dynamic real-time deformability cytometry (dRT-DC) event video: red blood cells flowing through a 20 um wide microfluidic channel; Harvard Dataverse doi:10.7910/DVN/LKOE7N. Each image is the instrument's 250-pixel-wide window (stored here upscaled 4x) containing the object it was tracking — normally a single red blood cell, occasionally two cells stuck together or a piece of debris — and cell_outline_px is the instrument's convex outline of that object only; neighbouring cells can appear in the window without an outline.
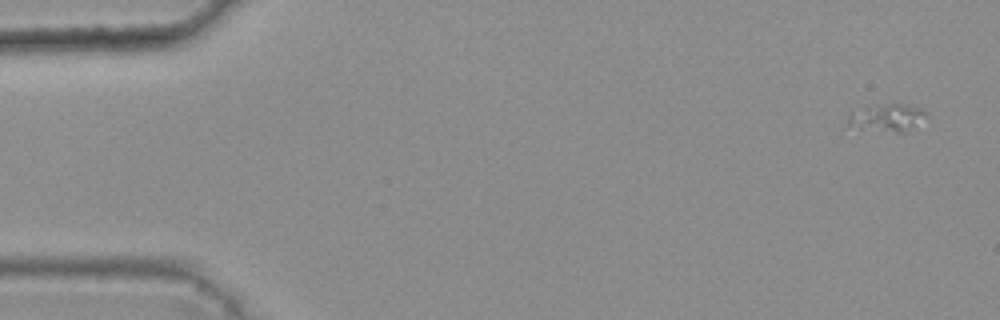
{"species": "common noctule bat (a hibernating species)", "species_latin": "Nyctalus noctula", "temperature_condition": "warm", "stored_images_in_passage": 7, "camera_frame_rate_fps": 3000, "um_per_image_px": 0.085, "animal": {"sex": "female", "body_mass_g": 25.1}, "frame": {"image": 1, "passage_image": 1, "time_ms": 0.0, "image_size_px": [1000, 320], "cell_outline_px": [[928, 116], [900, 132], [896, 132], [860, 128], [848, 124], [848, 112], [872, 104], [904, 104], [920, 108]], "centroid_in_image_um": [75.31, 9.95], "position_along_channel_um": 9.7, "area_um2": 12.14}}